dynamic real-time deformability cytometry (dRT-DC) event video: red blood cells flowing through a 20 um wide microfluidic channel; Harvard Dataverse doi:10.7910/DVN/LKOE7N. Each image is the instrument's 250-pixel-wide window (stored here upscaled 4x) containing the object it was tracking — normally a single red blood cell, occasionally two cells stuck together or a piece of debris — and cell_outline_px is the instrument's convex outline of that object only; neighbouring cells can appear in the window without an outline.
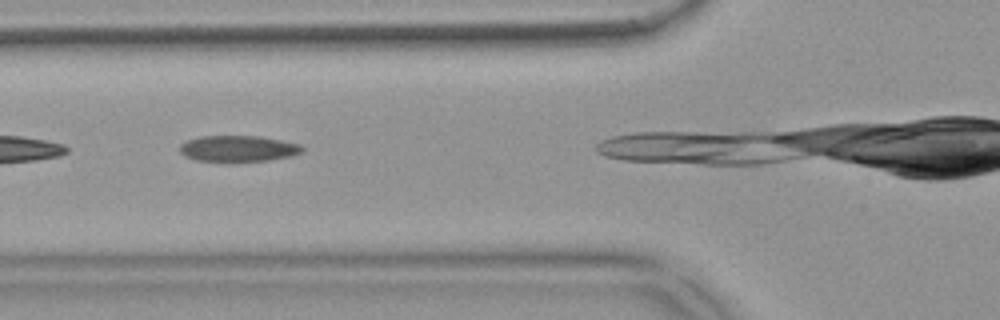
{"species": "common noctule bat (a hibernating species)", "species_latin": "Nyctalus noctula", "temperature_condition": "warm", "stored_images_in_passage": 9, "camera_frame_rate_fps": 3000, "um_per_image_px": 0.085, "animal": {"sex": "female", "body_mass_g": 18.4}, "frame": {"image": 1, "passage_image": 6, "time_ms": 1.667, "image_size_px": [1000, 320], "cell_outline_px": [[304, 152], [292, 156], [268, 160], [232, 164], [228, 164], [196, 160], [184, 156], [180, 152], [180, 144], [188, 140], [200, 136], [260, 136], [300, 144], [304, 148]], "centroid_in_image_um": [20.24, 12.67], "position_along_channel_um": 105.6, "area_um2": 19.42}}